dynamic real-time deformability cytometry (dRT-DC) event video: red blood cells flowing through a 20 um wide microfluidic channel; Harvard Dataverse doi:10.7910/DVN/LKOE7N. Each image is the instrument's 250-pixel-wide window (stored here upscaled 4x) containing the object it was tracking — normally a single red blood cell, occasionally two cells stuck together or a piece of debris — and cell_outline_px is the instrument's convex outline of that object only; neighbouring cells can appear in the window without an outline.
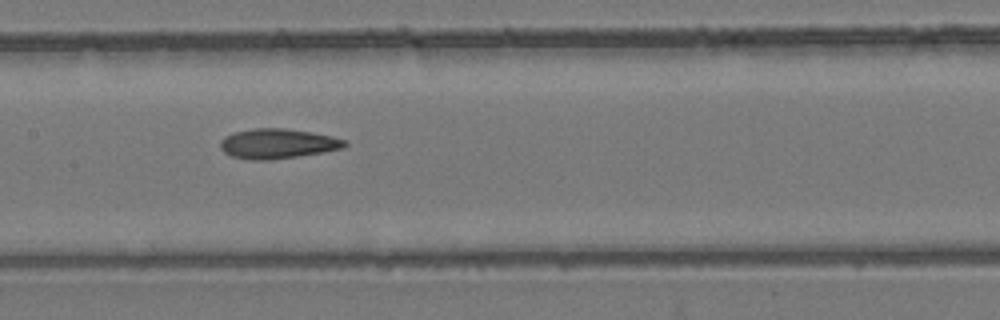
{"species": "common noctule bat (a hibernating species)", "species_latin": "Nyctalus noctula", "temperature_condition": "room temperature", "stored_images_in_passage": 6, "camera_frame_rate_fps": 3000, "um_per_image_px": 0.085, "animal": {"sex": "female", "body_mass_g": 24.6, "forearm_length_mm": 56.2}, "frame": {"image": 1, "passage_image": 6, "time_ms": 1.667, "image_size_px": [1000, 320], "cell_outline_px": [[348, 144], [344, 148], [324, 152], [272, 160], [248, 160], [232, 156], [224, 152], [220, 148], [220, 140], [224, 136], [232, 132], [252, 128], [284, 128], [312, 132], [332, 136], [348, 140]], "centroid_in_image_um": [23.6, 12.21], "position_along_channel_um": 183.8, "area_um2": 22.02}}